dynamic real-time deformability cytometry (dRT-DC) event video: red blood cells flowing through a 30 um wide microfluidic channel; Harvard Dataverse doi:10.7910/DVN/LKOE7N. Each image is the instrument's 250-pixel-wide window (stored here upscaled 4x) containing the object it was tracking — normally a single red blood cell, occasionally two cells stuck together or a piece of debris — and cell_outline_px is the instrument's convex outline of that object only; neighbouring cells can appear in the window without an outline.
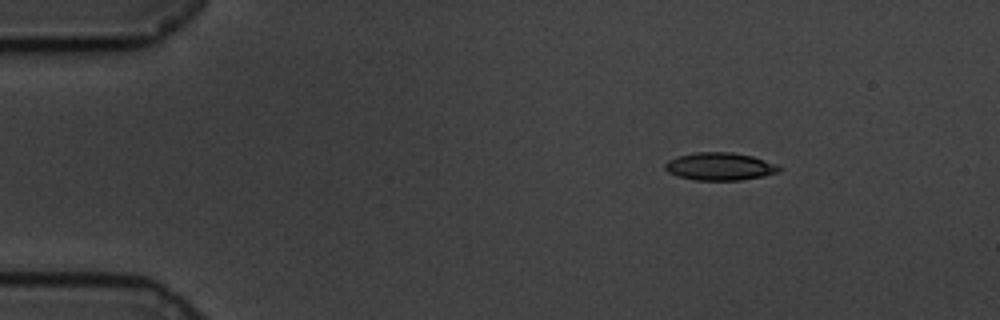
{"species": "common noctule bat (a hibernating species)", "species_latin": "Nyctalus noctula", "temperature_condition": "cold", "stored_images_in_passage": 52, "camera_frame_rate_fps": 3000, "um_per_image_px": 0.085, "animal": {"sex": "male", "body_mass_g": 19.5, "forearm_length_mm": 54.6}, "frame": {"image": 1, "passage_image": 1, "time_ms": 0.0, "image_size_px": [1000, 320], "cell_outline_px": [[784, 168], [780, 172], [764, 176], [740, 180], [696, 180], [676, 176], [668, 172], [664, 168], [664, 164], [668, 160], [676, 156], [696, 152], [732, 152], [752, 156], [776, 164]], "centroid_in_image_um": [61.18, 14.15], "position_along_channel_um": 23.8, "area_um2": 18.61}}
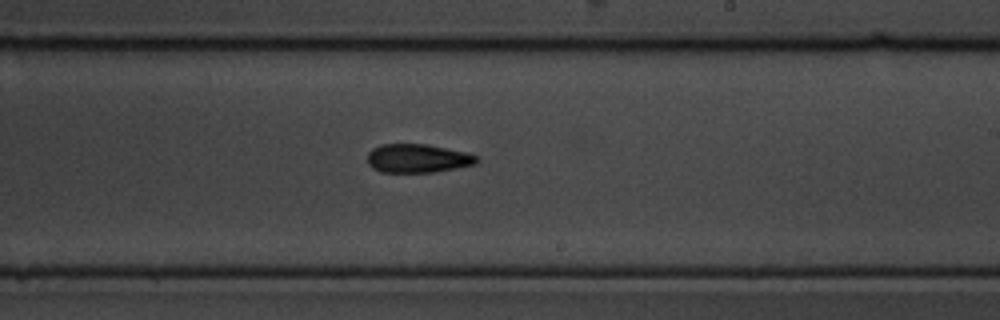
{"frame": {"image": 2, "passage_image": 28, "time_ms": 9.0, "image_size_px": [1000, 320], "cell_outline_px": [[480, 160], [476, 164], [456, 168], [432, 172], [380, 172], [372, 168], [368, 164], [368, 152], [372, 148], [380, 144], [424, 144], [468, 152], [476, 156]], "centroid_in_image_um": [35.49, 13.46], "position_along_channel_um": 253.5, "area_um2": 18.32}}
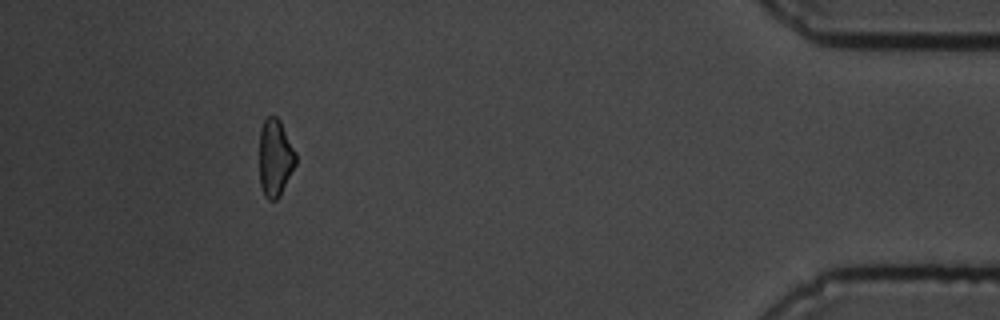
{"frame": {"image": 3, "passage_image": 47, "time_ms": 15.333, "image_size_px": [1000, 320], "cell_outline_px": [[296, 164], [280, 196], [276, 200], [268, 200], [264, 196], [260, 184], [260, 128], [264, 120], [268, 116], [276, 116], [280, 120], [296, 152]], "centroid_in_image_um": [23.39, 13.42], "position_along_channel_um": 411.8, "area_um2": 16.47}, "authors_computed_cell_mechanics": {"area_um2": 18.207, "velocity_mm_per_s": 3.3849, "shape_relaxation_time_tau1_ms": 8.1151, "shape_relaxation_time_tau2_ms": 10.2361, "deformation_change_tau1": 0.1642, "deformation_change_tau2": 0.2052}}